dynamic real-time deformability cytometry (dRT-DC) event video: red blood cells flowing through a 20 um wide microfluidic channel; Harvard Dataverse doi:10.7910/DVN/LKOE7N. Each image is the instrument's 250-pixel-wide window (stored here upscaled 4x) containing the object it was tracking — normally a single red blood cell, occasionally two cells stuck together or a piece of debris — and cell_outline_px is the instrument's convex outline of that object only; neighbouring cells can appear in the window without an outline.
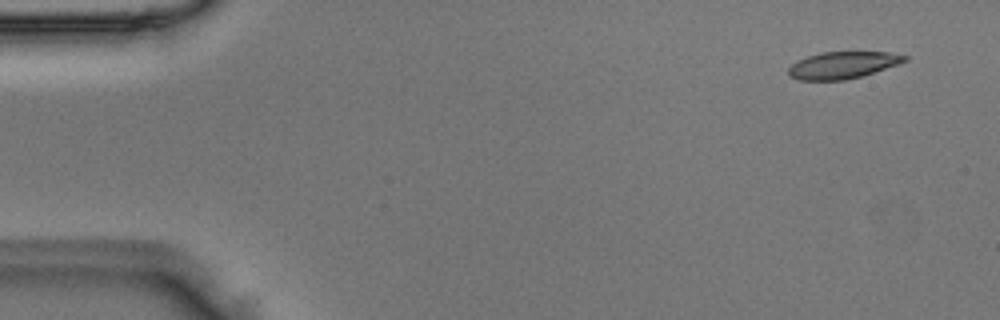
{"species": "Egyptian fruit bat (a non-hibernating species)", "species_latin": "Rousettus aegyptiacus", "temperature_condition": "room temperature", "stored_images_in_passage": 51, "camera_frame_rate_fps": 3000, "um_per_image_px": 0.085, "animal": {"sex": "male"}, "frame": {"image": 1, "passage_image": 3, "time_ms": 0.667, "image_size_px": [1000, 320], "cell_outline_px": [[908, 60], [900, 64], [860, 76], [844, 80], [800, 80], [788, 76], [788, 68], [792, 64], [808, 56], [820, 52], [888, 52], [908, 56]], "centroid_in_image_um": [71.64, 5.53], "position_along_channel_um": 13.4, "area_um2": 18.15}}
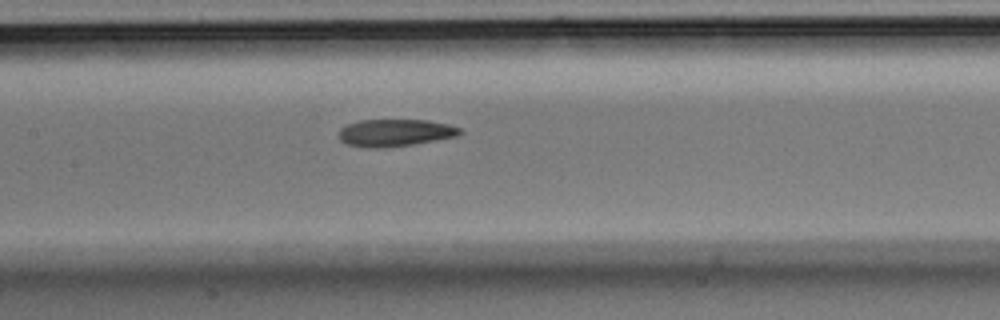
{"frame": {"image": 2, "passage_image": 24, "time_ms": 7.667, "image_size_px": [1000, 320], "cell_outline_px": [[464, 132], [460, 136], [412, 144], [384, 148], [368, 148], [348, 144], [340, 140], [340, 128], [348, 124], [360, 120], [428, 120], [448, 124], [464, 128]], "centroid_in_image_um": [33.66, 11.28], "position_along_channel_um": 173.7, "area_um2": 19.36}}
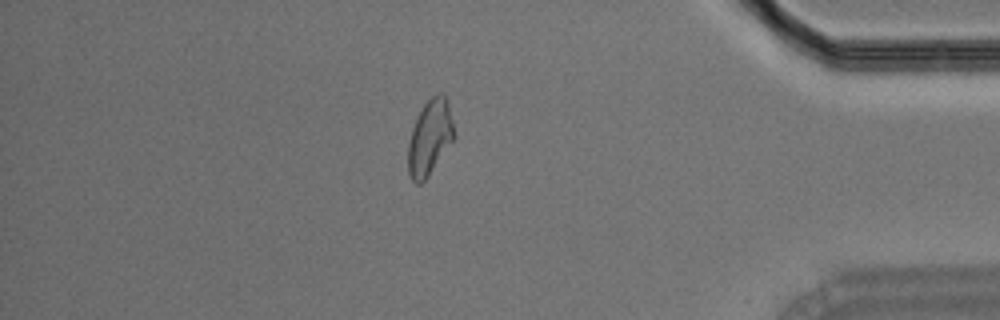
{"frame": {"image": 3, "passage_image": 44, "time_ms": 14.333, "image_size_px": [1000, 320], "cell_outline_px": [[456, 136], [428, 176], [420, 184], [416, 184], [412, 180], [408, 172], [408, 144], [412, 128], [424, 104], [436, 92], [444, 92], [448, 100]], "centroid_in_image_um": [36.55, 11.66], "position_along_channel_um": 398.6, "area_um2": 20.23}}